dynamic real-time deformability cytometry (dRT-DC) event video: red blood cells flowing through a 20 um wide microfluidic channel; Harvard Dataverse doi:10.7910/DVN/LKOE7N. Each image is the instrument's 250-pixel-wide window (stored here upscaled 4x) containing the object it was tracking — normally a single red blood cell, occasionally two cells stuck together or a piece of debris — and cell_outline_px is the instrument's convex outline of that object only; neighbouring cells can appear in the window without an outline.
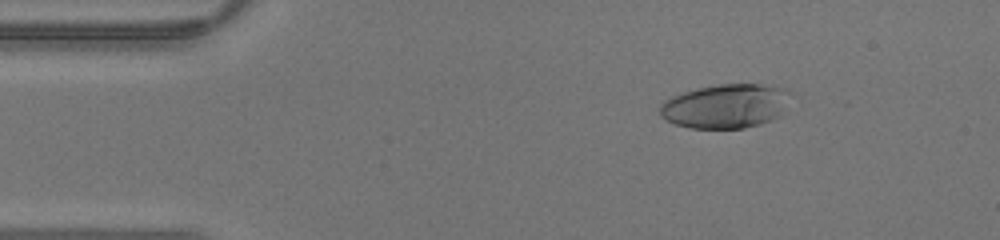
{"species": "human", "species_latin": "Homo sapiens", "temperature_condition": "warm", "stored_images_in_passage": 42, "camera_frame_rate_fps": 3000, "um_per_image_px": 0.085, "donor": {"sex": "male"}, "frame": {"image": 1, "passage_image": 6, "time_ms": 1.667, "image_size_px": [1000, 240], "cell_outline_px": [[784, 88], [780, 116], [772, 120], [760, 124], [744, 128], [688, 128], [664, 120], [660, 116], [660, 104], [664, 100], [672, 96], [696, 88], [720, 84], [760, 84]], "centroid_in_image_um": [61.53, 9.03], "position_along_channel_um": 23.5, "area_um2": 32.95}}
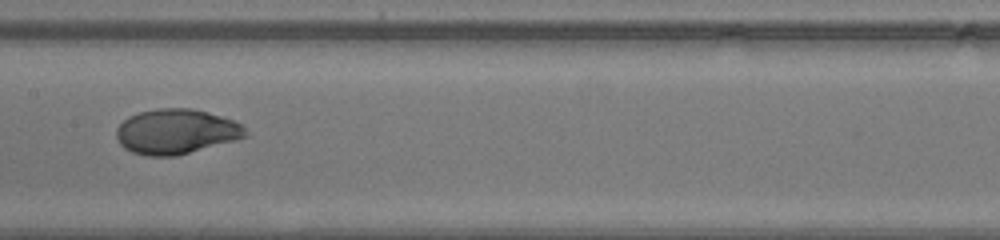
{"frame": {"image": 2, "passage_image": 21, "time_ms": 6.667, "image_size_px": [1000, 240], "cell_outline_px": [[248, 136], [236, 140], [176, 156], [148, 156], [132, 152], [124, 148], [120, 144], [116, 136], [116, 128], [128, 116], [140, 112], [160, 108], [192, 108], [208, 112], [232, 120], [240, 124], [248, 132]], "centroid_in_image_um": [14.96, 11.19], "position_along_channel_um": 192.4, "area_um2": 33.81}}
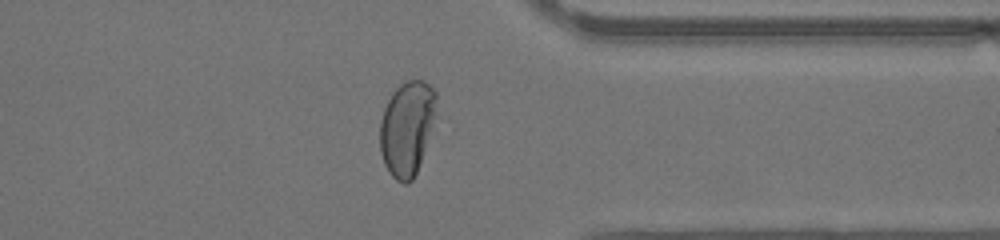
{"frame": {"image": 3, "passage_image": 33, "time_ms": 10.667, "image_size_px": [1000, 240], "cell_outline_px": [[440, 120], [416, 172], [412, 180], [408, 184], [404, 184], [396, 180], [392, 176], [384, 164], [380, 152], [380, 120], [384, 108], [392, 92], [400, 84], [408, 80], [424, 80], [436, 92], [440, 116]], "centroid_in_image_um": [34.68, 10.88], "position_along_channel_um": 376.7, "area_um2": 32.43}}